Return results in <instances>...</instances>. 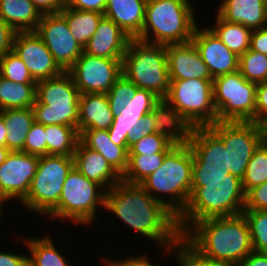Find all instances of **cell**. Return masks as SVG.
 <instances>
[{"instance_id":"cell-57","label":"cell","mask_w":267,"mask_h":266,"mask_svg":"<svg viewBox=\"0 0 267 266\" xmlns=\"http://www.w3.org/2000/svg\"><path fill=\"white\" fill-rule=\"evenodd\" d=\"M2 69H3V56H0V77H2Z\"/></svg>"},{"instance_id":"cell-49","label":"cell","mask_w":267,"mask_h":266,"mask_svg":"<svg viewBox=\"0 0 267 266\" xmlns=\"http://www.w3.org/2000/svg\"><path fill=\"white\" fill-rule=\"evenodd\" d=\"M107 0H68L66 7L103 14Z\"/></svg>"},{"instance_id":"cell-42","label":"cell","mask_w":267,"mask_h":266,"mask_svg":"<svg viewBox=\"0 0 267 266\" xmlns=\"http://www.w3.org/2000/svg\"><path fill=\"white\" fill-rule=\"evenodd\" d=\"M136 86L124 74H122L106 93L109 99L110 108L114 113H118L126 106L130 96L135 92Z\"/></svg>"},{"instance_id":"cell-40","label":"cell","mask_w":267,"mask_h":266,"mask_svg":"<svg viewBox=\"0 0 267 266\" xmlns=\"http://www.w3.org/2000/svg\"><path fill=\"white\" fill-rule=\"evenodd\" d=\"M179 266H238L233 263L210 260L197 253L182 237L175 248Z\"/></svg>"},{"instance_id":"cell-19","label":"cell","mask_w":267,"mask_h":266,"mask_svg":"<svg viewBox=\"0 0 267 266\" xmlns=\"http://www.w3.org/2000/svg\"><path fill=\"white\" fill-rule=\"evenodd\" d=\"M170 80L213 79L192 41L166 45Z\"/></svg>"},{"instance_id":"cell-15","label":"cell","mask_w":267,"mask_h":266,"mask_svg":"<svg viewBox=\"0 0 267 266\" xmlns=\"http://www.w3.org/2000/svg\"><path fill=\"white\" fill-rule=\"evenodd\" d=\"M39 156L10 151L0 165V206L8 201H22L28 194L36 174ZM14 199V200H13Z\"/></svg>"},{"instance_id":"cell-59","label":"cell","mask_w":267,"mask_h":266,"mask_svg":"<svg viewBox=\"0 0 267 266\" xmlns=\"http://www.w3.org/2000/svg\"><path fill=\"white\" fill-rule=\"evenodd\" d=\"M4 208H2L1 206H0V218H2L1 216H2V214L4 213V210H3Z\"/></svg>"},{"instance_id":"cell-27","label":"cell","mask_w":267,"mask_h":266,"mask_svg":"<svg viewBox=\"0 0 267 266\" xmlns=\"http://www.w3.org/2000/svg\"><path fill=\"white\" fill-rule=\"evenodd\" d=\"M79 141L87 148L101 154L110 166L122 177L128 166L129 147L115 145L108 130L89 129L79 134Z\"/></svg>"},{"instance_id":"cell-54","label":"cell","mask_w":267,"mask_h":266,"mask_svg":"<svg viewBox=\"0 0 267 266\" xmlns=\"http://www.w3.org/2000/svg\"><path fill=\"white\" fill-rule=\"evenodd\" d=\"M238 266H267V253L252 251Z\"/></svg>"},{"instance_id":"cell-30","label":"cell","mask_w":267,"mask_h":266,"mask_svg":"<svg viewBox=\"0 0 267 266\" xmlns=\"http://www.w3.org/2000/svg\"><path fill=\"white\" fill-rule=\"evenodd\" d=\"M214 27L210 28L224 45L237 56H241L250 49L253 30L239 23L224 20L217 13Z\"/></svg>"},{"instance_id":"cell-29","label":"cell","mask_w":267,"mask_h":266,"mask_svg":"<svg viewBox=\"0 0 267 266\" xmlns=\"http://www.w3.org/2000/svg\"><path fill=\"white\" fill-rule=\"evenodd\" d=\"M7 129L6 147L10 151H23L25 139L35 122L33 108L0 110Z\"/></svg>"},{"instance_id":"cell-35","label":"cell","mask_w":267,"mask_h":266,"mask_svg":"<svg viewBox=\"0 0 267 266\" xmlns=\"http://www.w3.org/2000/svg\"><path fill=\"white\" fill-rule=\"evenodd\" d=\"M166 154L129 155L128 166L122 176V181L130 184H141L162 165Z\"/></svg>"},{"instance_id":"cell-45","label":"cell","mask_w":267,"mask_h":266,"mask_svg":"<svg viewBox=\"0 0 267 266\" xmlns=\"http://www.w3.org/2000/svg\"><path fill=\"white\" fill-rule=\"evenodd\" d=\"M244 210H267V181L246 193Z\"/></svg>"},{"instance_id":"cell-8","label":"cell","mask_w":267,"mask_h":266,"mask_svg":"<svg viewBox=\"0 0 267 266\" xmlns=\"http://www.w3.org/2000/svg\"><path fill=\"white\" fill-rule=\"evenodd\" d=\"M105 191L73 167L63 184L58 206L47 217L92 225L96 209L104 207Z\"/></svg>"},{"instance_id":"cell-55","label":"cell","mask_w":267,"mask_h":266,"mask_svg":"<svg viewBox=\"0 0 267 266\" xmlns=\"http://www.w3.org/2000/svg\"><path fill=\"white\" fill-rule=\"evenodd\" d=\"M6 137L7 129L3 121V118L0 116V146L6 147Z\"/></svg>"},{"instance_id":"cell-46","label":"cell","mask_w":267,"mask_h":266,"mask_svg":"<svg viewBox=\"0 0 267 266\" xmlns=\"http://www.w3.org/2000/svg\"><path fill=\"white\" fill-rule=\"evenodd\" d=\"M255 123L267 124V83L260 82L256 86Z\"/></svg>"},{"instance_id":"cell-43","label":"cell","mask_w":267,"mask_h":266,"mask_svg":"<svg viewBox=\"0 0 267 266\" xmlns=\"http://www.w3.org/2000/svg\"><path fill=\"white\" fill-rule=\"evenodd\" d=\"M22 152L39 157L46 155V133L43 124L36 121L32 124L25 139Z\"/></svg>"},{"instance_id":"cell-58","label":"cell","mask_w":267,"mask_h":266,"mask_svg":"<svg viewBox=\"0 0 267 266\" xmlns=\"http://www.w3.org/2000/svg\"><path fill=\"white\" fill-rule=\"evenodd\" d=\"M264 127H265V140L267 141V124L264 125Z\"/></svg>"},{"instance_id":"cell-4","label":"cell","mask_w":267,"mask_h":266,"mask_svg":"<svg viewBox=\"0 0 267 266\" xmlns=\"http://www.w3.org/2000/svg\"><path fill=\"white\" fill-rule=\"evenodd\" d=\"M192 167L190 146L175 145L165 155L162 165L140 185L178 217L191 196Z\"/></svg>"},{"instance_id":"cell-34","label":"cell","mask_w":267,"mask_h":266,"mask_svg":"<svg viewBox=\"0 0 267 266\" xmlns=\"http://www.w3.org/2000/svg\"><path fill=\"white\" fill-rule=\"evenodd\" d=\"M46 155L73 156L79 141L74 127L65 125H46Z\"/></svg>"},{"instance_id":"cell-2","label":"cell","mask_w":267,"mask_h":266,"mask_svg":"<svg viewBox=\"0 0 267 266\" xmlns=\"http://www.w3.org/2000/svg\"><path fill=\"white\" fill-rule=\"evenodd\" d=\"M203 257L238 265L253 250L244 214L211 217L194 223L181 236Z\"/></svg>"},{"instance_id":"cell-24","label":"cell","mask_w":267,"mask_h":266,"mask_svg":"<svg viewBox=\"0 0 267 266\" xmlns=\"http://www.w3.org/2000/svg\"><path fill=\"white\" fill-rule=\"evenodd\" d=\"M114 114L110 108L107 94H81L79 98L78 134L89 129L108 130L114 121Z\"/></svg>"},{"instance_id":"cell-47","label":"cell","mask_w":267,"mask_h":266,"mask_svg":"<svg viewBox=\"0 0 267 266\" xmlns=\"http://www.w3.org/2000/svg\"><path fill=\"white\" fill-rule=\"evenodd\" d=\"M154 133L153 113L152 111L144 115L143 119L132 128L129 140V147L139 141L144 136Z\"/></svg>"},{"instance_id":"cell-28","label":"cell","mask_w":267,"mask_h":266,"mask_svg":"<svg viewBox=\"0 0 267 266\" xmlns=\"http://www.w3.org/2000/svg\"><path fill=\"white\" fill-rule=\"evenodd\" d=\"M41 16L31 0H0V19L16 32L35 31Z\"/></svg>"},{"instance_id":"cell-26","label":"cell","mask_w":267,"mask_h":266,"mask_svg":"<svg viewBox=\"0 0 267 266\" xmlns=\"http://www.w3.org/2000/svg\"><path fill=\"white\" fill-rule=\"evenodd\" d=\"M216 13L224 20L239 23L252 30L267 26L264 0H223Z\"/></svg>"},{"instance_id":"cell-6","label":"cell","mask_w":267,"mask_h":266,"mask_svg":"<svg viewBox=\"0 0 267 266\" xmlns=\"http://www.w3.org/2000/svg\"><path fill=\"white\" fill-rule=\"evenodd\" d=\"M123 74L139 89L165 99L170 88L166 45L131 38L122 61Z\"/></svg>"},{"instance_id":"cell-10","label":"cell","mask_w":267,"mask_h":266,"mask_svg":"<svg viewBox=\"0 0 267 266\" xmlns=\"http://www.w3.org/2000/svg\"><path fill=\"white\" fill-rule=\"evenodd\" d=\"M257 83L246 80L239 71L213 79V102L217 122H255Z\"/></svg>"},{"instance_id":"cell-5","label":"cell","mask_w":267,"mask_h":266,"mask_svg":"<svg viewBox=\"0 0 267 266\" xmlns=\"http://www.w3.org/2000/svg\"><path fill=\"white\" fill-rule=\"evenodd\" d=\"M194 12L190 0H147L137 39L160 45L190 42L198 25Z\"/></svg>"},{"instance_id":"cell-41","label":"cell","mask_w":267,"mask_h":266,"mask_svg":"<svg viewBox=\"0 0 267 266\" xmlns=\"http://www.w3.org/2000/svg\"><path fill=\"white\" fill-rule=\"evenodd\" d=\"M174 146L165 136L152 133L134 142L129 147V155L168 153Z\"/></svg>"},{"instance_id":"cell-44","label":"cell","mask_w":267,"mask_h":266,"mask_svg":"<svg viewBox=\"0 0 267 266\" xmlns=\"http://www.w3.org/2000/svg\"><path fill=\"white\" fill-rule=\"evenodd\" d=\"M240 179L231 175L225 167L193 166L192 180Z\"/></svg>"},{"instance_id":"cell-32","label":"cell","mask_w":267,"mask_h":266,"mask_svg":"<svg viewBox=\"0 0 267 266\" xmlns=\"http://www.w3.org/2000/svg\"><path fill=\"white\" fill-rule=\"evenodd\" d=\"M25 244L28 255V266H68V260L56 249L52 237L26 238Z\"/></svg>"},{"instance_id":"cell-18","label":"cell","mask_w":267,"mask_h":266,"mask_svg":"<svg viewBox=\"0 0 267 266\" xmlns=\"http://www.w3.org/2000/svg\"><path fill=\"white\" fill-rule=\"evenodd\" d=\"M198 26L194 30L191 41L207 65L211 77L214 79L223 74L237 72L239 56L230 51L210 27Z\"/></svg>"},{"instance_id":"cell-16","label":"cell","mask_w":267,"mask_h":266,"mask_svg":"<svg viewBox=\"0 0 267 266\" xmlns=\"http://www.w3.org/2000/svg\"><path fill=\"white\" fill-rule=\"evenodd\" d=\"M12 50L36 82L60 76L64 72L35 31L17 32Z\"/></svg>"},{"instance_id":"cell-51","label":"cell","mask_w":267,"mask_h":266,"mask_svg":"<svg viewBox=\"0 0 267 266\" xmlns=\"http://www.w3.org/2000/svg\"><path fill=\"white\" fill-rule=\"evenodd\" d=\"M250 49L267 55V26L253 30Z\"/></svg>"},{"instance_id":"cell-1","label":"cell","mask_w":267,"mask_h":266,"mask_svg":"<svg viewBox=\"0 0 267 266\" xmlns=\"http://www.w3.org/2000/svg\"><path fill=\"white\" fill-rule=\"evenodd\" d=\"M104 208L131 230L159 243V248L163 247L161 251H165V254H175L181 238L177 217L140 184L121 181L106 190Z\"/></svg>"},{"instance_id":"cell-20","label":"cell","mask_w":267,"mask_h":266,"mask_svg":"<svg viewBox=\"0 0 267 266\" xmlns=\"http://www.w3.org/2000/svg\"><path fill=\"white\" fill-rule=\"evenodd\" d=\"M130 39L117 24L103 16L83 51L92 56L123 59Z\"/></svg>"},{"instance_id":"cell-53","label":"cell","mask_w":267,"mask_h":266,"mask_svg":"<svg viewBox=\"0 0 267 266\" xmlns=\"http://www.w3.org/2000/svg\"><path fill=\"white\" fill-rule=\"evenodd\" d=\"M0 266H28V256L0 251Z\"/></svg>"},{"instance_id":"cell-52","label":"cell","mask_w":267,"mask_h":266,"mask_svg":"<svg viewBox=\"0 0 267 266\" xmlns=\"http://www.w3.org/2000/svg\"><path fill=\"white\" fill-rule=\"evenodd\" d=\"M41 14L60 12L68 0H31Z\"/></svg>"},{"instance_id":"cell-22","label":"cell","mask_w":267,"mask_h":266,"mask_svg":"<svg viewBox=\"0 0 267 266\" xmlns=\"http://www.w3.org/2000/svg\"><path fill=\"white\" fill-rule=\"evenodd\" d=\"M74 168L90 180L100 184L105 190L122 181V177L97 151L85 147L80 141L73 155Z\"/></svg>"},{"instance_id":"cell-25","label":"cell","mask_w":267,"mask_h":266,"mask_svg":"<svg viewBox=\"0 0 267 266\" xmlns=\"http://www.w3.org/2000/svg\"><path fill=\"white\" fill-rule=\"evenodd\" d=\"M147 0H107L104 16L117 24L130 38L142 31Z\"/></svg>"},{"instance_id":"cell-13","label":"cell","mask_w":267,"mask_h":266,"mask_svg":"<svg viewBox=\"0 0 267 266\" xmlns=\"http://www.w3.org/2000/svg\"><path fill=\"white\" fill-rule=\"evenodd\" d=\"M123 59H110L86 54L84 51L67 70L81 94H106L123 74Z\"/></svg>"},{"instance_id":"cell-50","label":"cell","mask_w":267,"mask_h":266,"mask_svg":"<svg viewBox=\"0 0 267 266\" xmlns=\"http://www.w3.org/2000/svg\"><path fill=\"white\" fill-rule=\"evenodd\" d=\"M121 259V260H120ZM118 260L113 259L111 260L110 258H106L105 260L102 259L107 266H155L154 263L152 264L150 258L147 257V255H141L140 256H127L126 259L120 258Z\"/></svg>"},{"instance_id":"cell-36","label":"cell","mask_w":267,"mask_h":266,"mask_svg":"<svg viewBox=\"0 0 267 266\" xmlns=\"http://www.w3.org/2000/svg\"><path fill=\"white\" fill-rule=\"evenodd\" d=\"M267 181V141L264 140L254 151L242 179L244 192Z\"/></svg>"},{"instance_id":"cell-9","label":"cell","mask_w":267,"mask_h":266,"mask_svg":"<svg viewBox=\"0 0 267 266\" xmlns=\"http://www.w3.org/2000/svg\"><path fill=\"white\" fill-rule=\"evenodd\" d=\"M73 167V156H40L30 190L19 203L31 212L48 216L58 206L63 184Z\"/></svg>"},{"instance_id":"cell-56","label":"cell","mask_w":267,"mask_h":266,"mask_svg":"<svg viewBox=\"0 0 267 266\" xmlns=\"http://www.w3.org/2000/svg\"><path fill=\"white\" fill-rule=\"evenodd\" d=\"M10 150L7 147L0 146V165L5 161Z\"/></svg>"},{"instance_id":"cell-21","label":"cell","mask_w":267,"mask_h":266,"mask_svg":"<svg viewBox=\"0 0 267 266\" xmlns=\"http://www.w3.org/2000/svg\"><path fill=\"white\" fill-rule=\"evenodd\" d=\"M154 133L175 145L189 144L194 127L166 100L159 99L152 108Z\"/></svg>"},{"instance_id":"cell-7","label":"cell","mask_w":267,"mask_h":266,"mask_svg":"<svg viewBox=\"0 0 267 266\" xmlns=\"http://www.w3.org/2000/svg\"><path fill=\"white\" fill-rule=\"evenodd\" d=\"M80 95L67 71L60 76L37 81L33 105L35 121L44 126L58 124L77 130Z\"/></svg>"},{"instance_id":"cell-39","label":"cell","mask_w":267,"mask_h":266,"mask_svg":"<svg viewBox=\"0 0 267 266\" xmlns=\"http://www.w3.org/2000/svg\"><path fill=\"white\" fill-rule=\"evenodd\" d=\"M2 77L14 83L37 84L24 62L13 50L3 56Z\"/></svg>"},{"instance_id":"cell-31","label":"cell","mask_w":267,"mask_h":266,"mask_svg":"<svg viewBox=\"0 0 267 266\" xmlns=\"http://www.w3.org/2000/svg\"><path fill=\"white\" fill-rule=\"evenodd\" d=\"M60 13L66 18L69 30L74 39L83 48L97 30L98 23L104 14L95 11H84L64 7Z\"/></svg>"},{"instance_id":"cell-17","label":"cell","mask_w":267,"mask_h":266,"mask_svg":"<svg viewBox=\"0 0 267 266\" xmlns=\"http://www.w3.org/2000/svg\"><path fill=\"white\" fill-rule=\"evenodd\" d=\"M158 100L159 98L152 92L136 88L126 106L114 114V121L108 129L111 141L117 146L129 147L132 128L143 119L144 115L152 111Z\"/></svg>"},{"instance_id":"cell-33","label":"cell","mask_w":267,"mask_h":266,"mask_svg":"<svg viewBox=\"0 0 267 266\" xmlns=\"http://www.w3.org/2000/svg\"><path fill=\"white\" fill-rule=\"evenodd\" d=\"M36 84L14 83L0 77V110L33 108Z\"/></svg>"},{"instance_id":"cell-23","label":"cell","mask_w":267,"mask_h":266,"mask_svg":"<svg viewBox=\"0 0 267 266\" xmlns=\"http://www.w3.org/2000/svg\"><path fill=\"white\" fill-rule=\"evenodd\" d=\"M188 145L192 151L193 166L225 167L227 171V149L208 126L194 127Z\"/></svg>"},{"instance_id":"cell-12","label":"cell","mask_w":267,"mask_h":266,"mask_svg":"<svg viewBox=\"0 0 267 266\" xmlns=\"http://www.w3.org/2000/svg\"><path fill=\"white\" fill-rule=\"evenodd\" d=\"M208 127L227 149V171L242 180L254 151L265 140V127L253 121H223Z\"/></svg>"},{"instance_id":"cell-38","label":"cell","mask_w":267,"mask_h":266,"mask_svg":"<svg viewBox=\"0 0 267 266\" xmlns=\"http://www.w3.org/2000/svg\"><path fill=\"white\" fill-rule=\"evenodd\" d=\"M250 227L253 250L267 253V210H243Z\"/></svg>"},{"instance_id":"cell-60","label":"cell","mask_w":267,"mask_h":266,"mask_svg":"<svg viewBox=\"0 0 267 266\" xmlns=\"http://www.w3.org/2000/svg\"><path fill=\"white\" fill-rule=\"evenodd\" d=\"M264 5H265L266 10H267V0H264Z\"/></svg>"},{"instance_id":"cell-11","label":"cell","mask_w":267,"mask_h":266,"mask_svg":"<svg viewBox=\"0 0 267 266\" xmlns=\"http://www.w3.org/2000/svg\"><path fill=\"white\" fill-rule=\"evenodd\" d=\"M193 127H207L217 122L213 102V79L170 80L165 98Z\"/></svg>"},{"instance_id":"cell-48","label":"cell","mask_w":267,"mask_h":266,"mask_svg":"<svg viewBox=\"0 0 267 266\" xmlns=\"http://www.w3.org/2000/svg\"><path fill=\"white\" fill-rule=\"evenodd\" d=\"M16 31L0 19V56L12 51Z\"/></svg>"},{"instance_id":"cell-37","label":"cell","mask_w":267,"mask_h":266,"mask_svg":"<svg viewBox=\"0 0 267 266\" xmlns=\"http://www.w3.org/2000/svg\"><path fill=\"white\" fill-rule=\"evenodd\" d=\"M238 71L248 81L265 82L267 79V55L247 50L239 56Z\"/></svg>"},{"instance_id":"cell-14","label":"cell","mask_w":267,"mask_h":266,"mask_svg":"<svg viewBox=\"0 0 267 266\" xmlns=\"http://www.w3.org/2000/svg\"><path fill=\"white\" fill-rule=\"evenodd\" d=\"M35 32L64 71L83 53V47L74 39L66 18L60 12L42 14Z\"/></svg>"},{"instance_id":"cell-3","label":"cell","mask_w":267,"mask_h":266,"mask_svg":"<svg viewBox=\"0 0 267 266\" xmlns=\"http://www.w3.org/2000/svg\"><path fill=\"white\" fill-rule=\"evenodd\" d=\"M245 198L241 179L192 180L190 199L177 217L181 236L202 219L242 214Z\"/></svg>"}]
</instances>
